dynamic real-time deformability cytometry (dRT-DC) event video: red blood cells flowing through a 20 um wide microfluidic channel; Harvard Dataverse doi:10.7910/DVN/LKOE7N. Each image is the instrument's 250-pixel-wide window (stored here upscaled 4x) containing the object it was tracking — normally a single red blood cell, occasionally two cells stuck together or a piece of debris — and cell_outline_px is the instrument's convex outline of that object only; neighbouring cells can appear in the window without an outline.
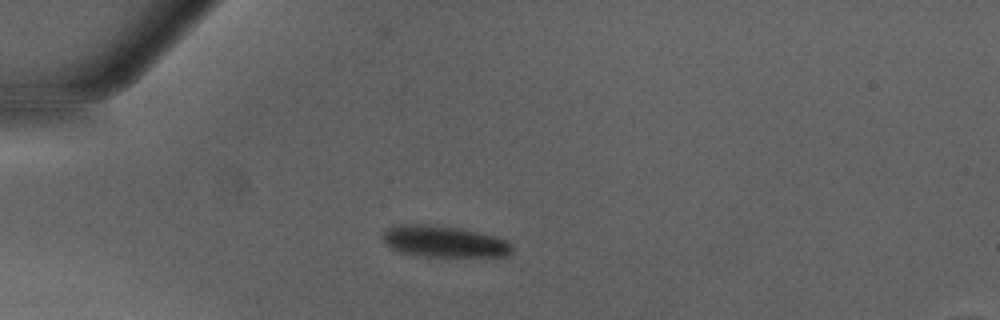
{"species": "Egyptian fruit bat (a non-hibernating species)", "species_latin": "Rousettus aegyptiacus", "temperature_condition": "warm", "stored_images_in_passage": 47, "camera_frame_rate_fps": 3000, "um_per_image_px": 0.085, "animal": {"sex": "male"}, "frame": {"image": 1, "passage_image": 12, "time_ms": 3.667, "image_size_px": [1000, 320], "cell_outline_px": [[512, 252], [508, 256], [424, 256], [400, 252], [392, 248], [380, 236], [392, 224], [424, 224], [460, 228], [492, 236], [504, 240], [512, 244]], "centroid_in_image_um": [37.7, 20.52], "position_along_channel_um": 47.3, "area_um2": 23.41}}
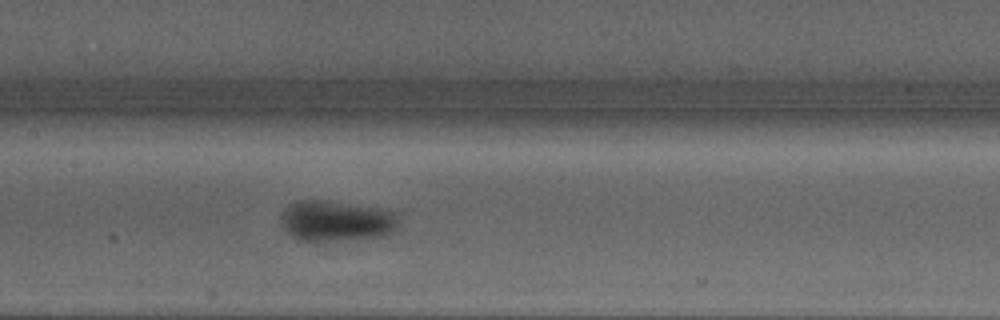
{"frame": {"image": 2, "passage_image": 23, "time_ms": 7.333, "image_size_px": [1000, 320], "cell_outline_px": [[396, 228], [392, 232], [380, 236], [316, 244], [296, 240], [280, 224], [280, 212], [288, 204], [296, 200], [320, 200], [392, 212], [396, 220]], "centroid_in_image_um": [28.4, 18.84], "position_along_channel_um": 179.0, "area_um2": 27.92}}
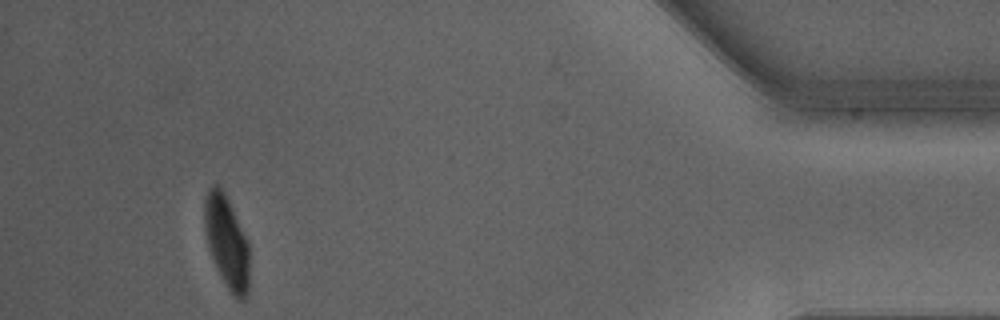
{"frame": {"image": 3, "passage_image": 44, "time_ms": 14.333, "image_size_px": [1000, 320], "cell_outline_px": [[248, 300], [240, 300], [228, 288], [216, 268], [208, 244], [204, 228], [204, 200], [208, 188], [212, 184], [216, 184], [224, 192], [248, 240]], "centroid_in_image_um": [19.27, 20.55], "position_along_channel_um": 415.9, "area_um2": 23.93}, "authors_computed_cell_mechanics": {"area_um2": 24.6806, "velocity_mm_per_s": 4.2728, "shape_relaxation_time_tau1_ms": 2.2999, "shape_relaxation_time_tau2_ms": null, "deformation_change_tau1": 0.1844, "deformation_change_tau2": null}}